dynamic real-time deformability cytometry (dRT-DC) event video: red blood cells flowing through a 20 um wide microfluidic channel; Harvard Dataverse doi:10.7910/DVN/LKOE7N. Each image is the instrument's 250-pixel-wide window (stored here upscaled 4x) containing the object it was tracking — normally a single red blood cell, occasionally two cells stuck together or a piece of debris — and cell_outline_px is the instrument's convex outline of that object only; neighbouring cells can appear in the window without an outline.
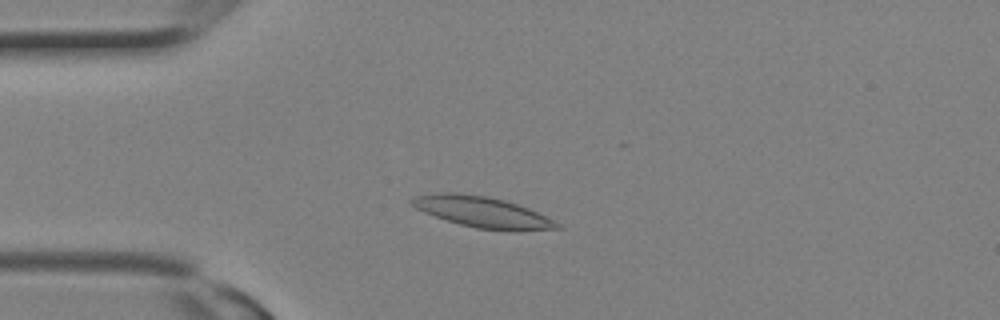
{"species": "Egyptian fruit bat (a non-hibernating species)", "species_latin": "Rousettus aegyptiacus", "temperature_condition": "room temperature", "stored_images_in_passage": 1, "camera_frame_rate_fps": 3000, "um_per_image_px": 0.085, "animal": {"sex": "female"}, "frame": {"image": 1, "passage_image": 1, "time_ms": 0.0, "image_size_px": [1000, 320], "cell_outline_px": [[564, 228], [516, 232], [512, 232], [476, 228], [460, 224], [424, 212], [416, 208], [408, 200], [416, 196], [440, 192], [460, 192], [488, 196], [504, 200], [528, 208], [560, 224]], "centroid_in_image_um": [41.03, 18.03], "position_along_channel_um": 44.0, "area_um2": 26.24}}